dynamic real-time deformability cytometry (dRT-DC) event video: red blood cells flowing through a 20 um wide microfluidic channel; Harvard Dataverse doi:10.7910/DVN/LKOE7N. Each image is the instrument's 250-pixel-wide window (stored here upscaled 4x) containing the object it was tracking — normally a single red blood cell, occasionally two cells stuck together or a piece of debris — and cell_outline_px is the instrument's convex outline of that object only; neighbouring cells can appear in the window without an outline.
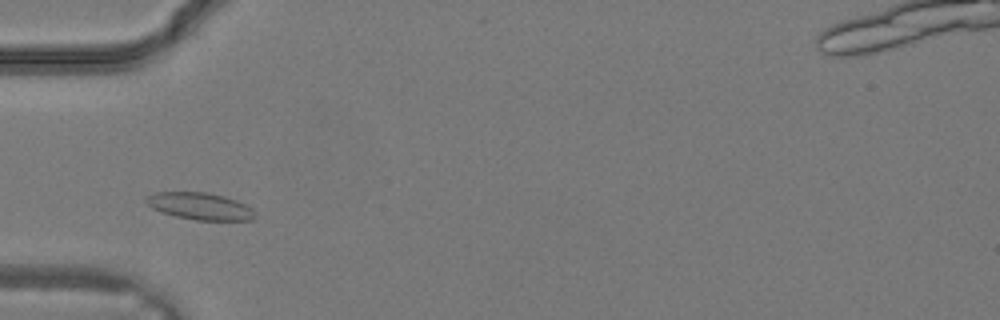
{"species": "common noctule bat (a hibernating species)", "species_latin": "Nyctalus noctula", "temperature_condition": "warm", "stored_images_in_passage": 25, "camera_frame_rate_fps": 3000, "um_per_image_px": 0.085, "animal": {"sex": "male", "body_mass_g": 19.2, "forearm_length_mm": 51.8}, "frame": {"image": 1, "passage_image": 4, "time_ms": 1.0, "image_size_px": [1000, 320], "cell_outline_px": [[256, 216], [252, 220], [196, 220], [176, 216], [160, 212], [152, 208], [144, 200], [148, 196], [156, 192], [208, 192], [224, 196], [236, 200], [252, 208]], "centroid_in_image_um": [17.0, 17.52], "position_along_channel_um": 68.0, "area_um2": 17.11}}
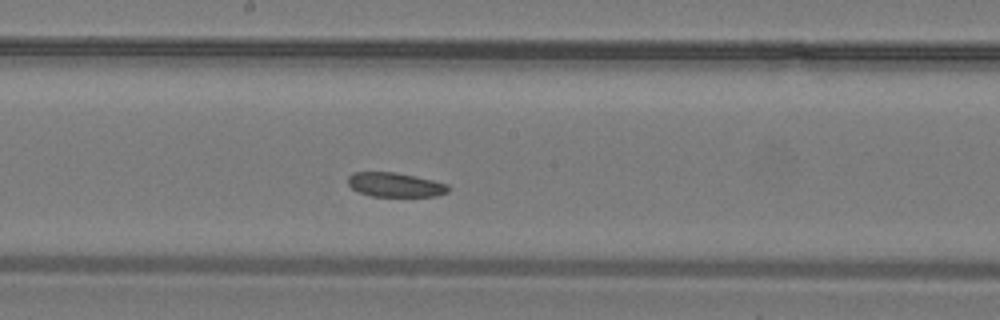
{"frame": {"image": 2, "passage_image": 11, "time_ms": 3.333, "image_size_px": [1000, 320], "cell_outline_px": [[452, 188], [448, 192], [436, 196], [372, 196], [360, 192], [352, 188], [348, 184], [348, 176], [352, 172], [396, 172], [432, 180], [448, 184]], "centroid_in_image_um": [33.61, 15.7], "position_along_channel_um": 214.6, "area_um2": 14.22}}
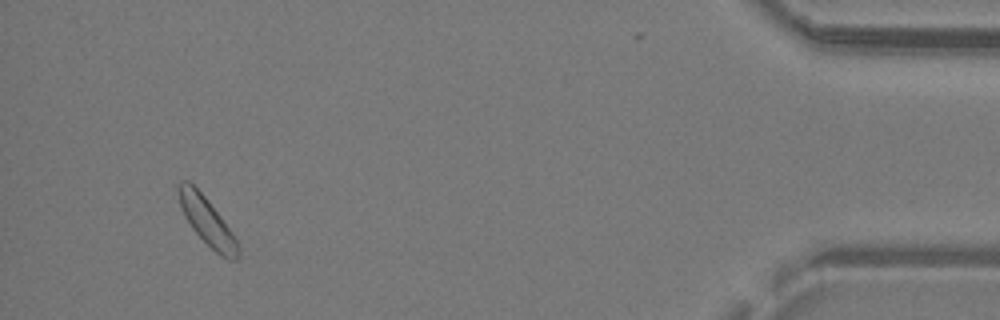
{"frame": {"image": 3, "passage_image": 24, "time_ms": 7.667, "image_size_px": [1000, 320], "cell_outline_px": [[240, 256], [236, 260], [228, 260], [220, 256], [192, 228], [184, 216], [180, 208], [176, 188], [176, 184], [184, 180], [188, 180], [204, 196], [220, 216], [232, 232], [240, 248]], "centroid_in_image_um": [17.58, 18.81], "position_along_channel_um": 417.6, "area_um2": 16.47}}